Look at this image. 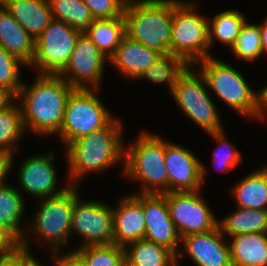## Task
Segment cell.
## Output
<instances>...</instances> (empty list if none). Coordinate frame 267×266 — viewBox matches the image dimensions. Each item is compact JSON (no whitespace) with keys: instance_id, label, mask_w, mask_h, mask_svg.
<instances>
[{"instance_id":"obj_1","label":"cell","mask_w":267,"mask_h":266,"mask_svg":"<svg viewBox=\"0 0 267 266\" xmlns=\"http://www.w3.org/2000/svg\"><path fill=\"white\" fill-rule=\"evenodd\" d=\"M34 80L28 88L24 82L16 96V100L22 103L18 104L24 129H31L40 136L58 135L68 97L75 88L59 75L38 74Z\"/></svg>"},{"instance_id":"obj_2","label":"cell","mask_w":267,"mask_h":266,"mask_svg":"<svg viewBox=\"0 0 267 266\" xmlns=\"http://www.w3.org/2000/svg\"><path fill=\"white\" fill-rule=\"evenodd\" d=\"M122 122L114 118L106 127L74 140L66 148L70 185L78 186L88 172H100L124 163ZM78 183V184H77Z\"/></svg>"},{"instance_id":"obj_3","label":"cell","mask_w":267,"mask_h":266,"mask_svg":"<svg viewBox=\"0 0 267 266\" xmlns=\"http://www.w3.org/2000/svg\"><path fill=\"white\" fill-rule=\"evenodd\" d=\"M126 35L162 55L170 53L173 0H127Z\"/></svg>"},{"instance_id":"obj_4","label":"cell","mask_w":267,"mask_h":266,"mask_svg":"<svg viewBox=\"0 0 267 266\" xmlns=\"http://www.w3.org/2000/svg\"><path fill=\"white\" fill-rule=\"evenodd\" d=\"M200 67L207 87L227 105L244 117L262 116V90L258 93L244 79V76L233 66L218 60L214 56L195 63ZM200 65V66H199Z\"/></svg>"},{"instance_id":"obj_5","label":"cell","mask_w":267,"mask_h":266,"mask_svg":"<svg viewBox=\"0 0 267 266\" xmlns=\"http://www.w3.org/2000/svg\"><path fill=\"white\" fill-rule=\"evenodd\" d=\"M131 146V147H130ZM124 153V174L128 179L141 181V194L168 192L165 164V141L158 135L142 131Z\"/></svg>"},{"instance_id":"obj_6","label":"cell","mask_w":267,"mask_h":266,"mask_svg":"<svg viewBox=\"0 0 267 266\" xmlns=\"http://www.w3.org/2000/svg\"><path fill=\"white\" fill-rule=\"evenodd\" d=\"M191 2L173 0L170 54L183 57L190 65L212 55L209 46V19L196 12Z\"/></svg>"},{"instance_id":"obj_7","label":"cell","mask_w":267,"mask_h":266,"mask_svg":"<svg viewBox=\"0 0 267 266\" xmlns=\"http://www.w3.org/2000/svg\"><path fill=\"white\" fill-rule=\"evenodd\" d=\"M77 187L70 185L56 196L40 198L36 217L27 226L28 234L33 233L41 238L44 245L51 249L50 252L61 250V246L68 244L71 238L73 205L79 197Z\"/></svg>"},{"instance_id":"obj_8","label":"cell","mask_w":267,"mask_h":266,"mask_svg":"<svg viewBox=\"0 0 267 266\" xmlns=\"http://www.w3.org/2000/svg\"><path fill=\"white\" fill-rule=\"evenodd\" d=\"M98 90L75 88L68 97L58 134L66 148L74 140L106 127L114 119L94 92Z\"/></svg>"},{"instance_id":"obj_9","label":"cell","mask_w":267,"mask_h":266,"mask_svg":"<svg viewBox=\"0 0 267 266\" xmlns=\"http://www.w3.org/2000/svg\"><path fill=\"white\" fill-rule=\"evenodd\" d=\"M190 67L193 68V65L179 77L170 94L184 114L204 131H222L220 115L208 93L206 81L199 71L196 75Z\"/></svg>"},{"instance_id":"obj_10","label":"cell","mask_w":267,"mask_h":266,"mask_svg":"<svg viewBox=\"0 0 267 266\" xmlns=\"http://www.w3.org/2000/svg\"><path fill=\"white\" fill-rule=\"evenodd\" d=\"M81 33L67 23L53 19L36 38L34 58L28 67L37 68L39 74L59 75L67 66Z\"/></svg>"},{"instance_id":"obj_11","label":"cell","mask_w":267,"mask_h":266,"mask_svg":"<svg viewBox=\"0 0 267 266\" xmlns=\"http://www.w3.org/2000/svg\"><path fill=\"white\" fill-rule=\"evenodd\" d=\"M200 191L167 192L170 217L181 238L215 229L218 221Z\"/></svg>"},{"instance_id":"obj_12","label":"cell","mask_w":267,"mask_h":266,"mask_svg":"<svg viewBox=\"0 0 267 266\" xmlns=\"http://www.w3.org/2000/svg\"><path fill=\"white\" fill-rule=\"evenodd\" d=\"M106 62H109V59L82 32L77 39L67 66L59 76L74 88L91 89L92 87L99 89Z\"/></svg>"},{"instance_id":"obj_13","label":"cell","mask_w":267,"mask_h":266,"mask_svg":"<svg viewBox=\"0 0 267 266\" xmlns=\"http://www.w3.org/2000/svg\"><path fill=\"white\" fill-rule=\"evenodd\" d=\"M72 232L84 238L81 247L113 244L112 208L99 201H80L78 197L73 205Z\"/></svg>"},{"instance_id":"obj_14","label":"cell","mask_w":267,"mask_h":266,"mask_svg":"<svg viewBox=\"0 0 267 266\" xmlns=\"http://www.w3.org/2000/svg\"><path fill=\"white\" fill-rule=\"evenodd\" d=\"M133 196L142 204L146 216L144 239L167 248L176 256V260L183 257L179 250L181 237L170 217L166 193H138Z\"/></svg>"},{"instance_id":"obj_15","label":"cell","mask_w":267,"mask_h":266,"mask_svg":"<svg viewBox=\"0 0 267 266\" xmlns=\"http://www.w3.org/2000/svg\"><path fill=\"white\" fill-rule=\"evenodd\" d=\"M165 164L168 192L201 191L206 168L191 150L165 141Z\"/></svg>"},{"instance_id":"obj_16","label":"cell","mask_w":267,"mask_h":266,"mask_svg":"<svg viewBox=\"0 0 267 266\" xmlns=\"http://www.w3.org/2000/svg\"><path fill=\"white\" fill-rule=\"evenodd\" d=\"M53 152L27 157L19 166L18 182L21 190L35 198L56 196L65 191L70 184L59 189L57 172L53 162Z\"/></svg>"},{"instance_id":"obj_17","label":"cell","mask_w":267,"mask_h":266,"mask_svg":"<svg viewBox=\"0 0 267 266\" xmlns=\"http://www.w3.org/2000/svg\"><path fill=\"white\" fill-rule=\"evenodd\" d=\"M219 225L208 232L181 238L185 253L197 266H232L228 242Z\"/></svg>"},{"instance_id":"obj_18","label":"cell","mask_w":267,"mask_h":266,"mask_svg":"<svg viewBox=\"0 0 267 266\" xmlns=\"http://www.w3.org/2000/svg\"><path fill=\"white\" fill-rule=\"evenodd\" d=\"M116 207L112 208L113 244L125 247L144 239L146 216L142 204L132 194H128Z\"/></svg>"},{"instance_id":"obj_19","label":"cell","mask_w":267,"mask_h":266,"mask_svg":"<svg viewBox=\"0 0 267 266\" xmlns=\"http://www.w3.org/2000/svg\"><path fill=\"white\" fill-rule=\"evenodd\" d=\"M161 55L156 50L148 48L125 35L114 54L110 57L109 62L125 77L139 79Z\"/></svg>"},{"instance_id":"obj_20","label":"cell","mask_w":267,"mask_h":266,"mask_svg":"<svg viewBox=\"0 0 267 266\" xmlns=\"http://www.w3.org/2000/svg\"><path fill=\"white\" fill-rule=\"evenodd\" d=\"M0 47L29 66L34 58L35 40L12 17L5 6L0 7Z\"/></svg>"},{"instance_id":"obj_21","label":"cell","mask_w":267,"mask_h":266,"mask_svg":"<svg viewBox=\"0 0 267 266\" xmlns=\"http://www.w3.org/2000/svg\"><path fill=\"white\" fill-rule=\"evenodd\" d=\"M4 6L34 40L53 20L48 0H5Z\"/></svg>"},{"instance_id":"obj_22","label":"cell","mask_w":267,"mask_h":266,"mask_svg":"<svg viewBox=\"0 0 267 266\" xmlns=\"http://www.w3.org/2000/svg\"><path fill=\"white\" fill-rule=\"evenodd\" d=\"M229 244L232 266H267V233L233 235Z\"/></svg>"},{"instance_id":"obj_23","label":"cell","mask_w":267,"mask_h":266,"mask_svg":"<svg viewBox=\"0 0 267 266\" xmlns=\"http://www.w3.org/2000/svg\"><path fill=\"white\" fill-rule=\"evenodd\" d=\"M231 192L239 208L267 210V167L243 177Z\"/></svg>"},{"instance_id":"obj_24","label":"cell","mask_w":267,"mask_h":266,"mask_svg":"<svg viewBox=\"0 0 267 266\" xmlns=\"http://www.w3.org/2000/svg\"><path fill=\"white\" fill-rule=\"evenodd\" d=\"M84 33L110 59L126 35L124 15L111 19H95Z\"/></svg>"},{"instance_id":"obj_25","label":"cell","mask_w":267,"mask_h":266,"mask_svg":"<svg viewBox=\"0 0 267 266\" xmlns=\"http://www.w3.org/2000/svg\"><path fill=\"white\" fill-rule=\"evenodd\" d=\"M218 225L225 235L267 233V210L239 208L229 214Z\"/></svg>"},{"instance_id":"obj_26","label":"cell","mask_w":267,"mask_h":266,"mask_svg":"<svg viewBox=\"0 0 267 266\" xmlns=\"http://www.w3.org/2000/svg\"><path fill=\"white\" fill-rule=\"evenodd\" d=\"M124 251L126 266H171L176 261L170 250L145 239L127 244Z\"/></svg>"},{"instance_id":"obj_27","label":"cell","mask_w":267,"mask_h":266,"mask_svg":"<svg viewBox=\"0 0 267 266\" xmlns=\"http://www.w3.org/2000/svg\"><path fill=\"white\" fill-rule=\"evenodd\" d=\"M8 184L0 186V223L20 242L25 238L21 218L25 212V201L21 190Z\"/></svg>"},{"instance_id":"obj_28","label":"cell","mask_w":267,"mask_h":266,"mask_svg":"<svg viewBox=\"0 0 267 266\" xmlns=\"http://www.w3.org/2000/svg\"><path fill=\"white\" fill-rule=\"evenodd\" d=\"M191 66L183 57L173 54L161 55L159 59L150 65L138 80L146 78L155 84L168 85L172 92L179 77Z\"/></svg>"},{"instance_id":"obj_29","label":"cell","mask_w":267,"mask_h":266,"mask_svg":"<svg viewBox=\"0 0 267 266\" xmlns=\"http://www.w3.org/2000/svg\"><path fill=\"white\" fill-rule=\"evenodd\" d=\"M244 16L243 13L232 9L216 14L213 21L209 19V46H212L216 39L231 49L246 22Z\"/></svg>"},{"instance_id":"obj_30","label":"cell","mask_w":267,"mask_h":266,"mask_svg":"<svg viewBox=\"0 0 267 266\" xmlns=\"http://www.w3.org/2000/svg\"><path fill=\"white\" fill-rule=\"evenodd\" d=\"M53 19L84 32L95 20L84 0H48Z\"/></svg>"},{"instance_id":"obj_31","label":"cell","mask_w":267,"mask_h":266,"mask_svg":"<svg viewBox=\"0 0 267 266\" xmlns=\"http://www.w3.org/2000/svg\"><path fill=\"white\" fill-rule=\"evenodd\" d=\"M24 132L22 110L18 104L14 102L6 110L0 111V151L14 157V152L19 149L16 144Z\"/></svg>"},{"instance_id":"obj_32","label":"cell","mask_w":267,"mask_h":266,"mask_svg":"<svg viewBox=\"0 0 267 266\" xmlns=\"http://www.w3.org/2000/svg\"><path fill=\"white\" fill-rule=\"evenodd\" d=\"M87 266H126L124 247L111 245L84 246L75 249Z\"/></svg>"},{"instance_id":"obj_33","label":"cell","mask_w":267,"mask_h":266,"mask_svg":"<svg viewBox=\"0 0 267 266\" xmlns=\"http://www.w3.org/2000/svg\"><path fill=\"white\" fill-rule=\"evenodd\" d=\"M231 50L233 51L231 53L240 60H258L259 56L263 54L259 25L249 24L246 21Z\"/></svg>"},{"instance_id":"obj_34","label":"cell","mask_w":267,"mask_h":266,"mask_svg":"<svg viewBox=\"0 0 267 266\" xmlns=\"http://www.w3.org/2000/svg\"><path fill=\"white\" fill-rule=\"evenodd\" d=\"M22 64V65H21ZM25 66L18 57L0 47V86L18 95L23 82L20 80V68Z\"/></svg>"},{"instance_id":"obj_35","label":"cell","mask_w":267,"mask_h":266,"mask_svg":"<svg viewBox=\"0 0 267 266\" xmlns=\"http://www.w3.org/2000/svg\"><path fill=\"white\" fill-rule=\"evenodd\" d=\"M208 134L210 137L214 138L219 145L213 153V162L216 165H214L215 168H218L221 172H227L242 162V155L239 150L235 148L236 146L232 145V143L225 137L224 130Z\"/></svg>"},{"instance_id":"obj_36","label":"cell","mask_w":267,"mask_h":266,"mask_svg":"<svg viewBox=\"0 0 267 266\" xmlns=\"http://www.w3.org/2000/svg\"><path fill=\"white\" fill-rule=\"evenodd\" d=\"M127 0H84L94 19H111L124 14Z\"/></svg>"},{"instance_id":"obj_37","label":"cell","mask_w":267,"mask_h":266,"mask_svg":"<svg viewBox=\"0 0 267 266\" xmlns=\"http://www.w3.org/2000/svg\"><path fill=\"white\" fill-rule=\"evenodd\" d=\"M25 236L14 251L0 253V266H32L37 261L29 252V238Z\"/></svg>"},{"instance_id":"obj_38","label":"cell","mask_w":267,"mask_h":266,"mask_svg":"<svg viewBox=\"0 0 267 266\" xmlns=\"http://www.w3.org/2000/svg\"><path fill=\"white\" fill-rule=\"evenodd\" d=\"M59 251L50 252L53 255L54 266H87L83 257L74 249L69 253L59 255ZM55 259V260H54Z\"/></svg>"},{"instance_id":"obj_39","label":"cell","mask_w":267,"mask_h":266,"mask_svg":"<svg viewBox=\"0 0 267 266\" xmlns=\"http://www.w3.org/2000/svg\"><path fill=\"white\" fill-rule=\"evenodd\" d=\"M20 245V241L0 223V253L14 251Z\"/></svg>"},{"instance_id":"obj_40","label":"cell","mask_w":267,"mask_h":266,"mask_svg":"<svg viewBox=\"0 0 267 266\" xmlns=\"http://www.w3.org/2000/svg\"><path fill=\"white\" fill-rule=\"evenodd\" d=\"M13 156H10L6 152L0 151V186L5 184L7 174L9 175L10 169L13 168Z\"/></svg>"},{"instance_id":"obj_41","label":"cell","mask_w":267,"mask_h":266,"mask_svg":"<svg viewBox=\"0 0 267 266\" xmlns=\"http://www.w3.org/2000/svg\"><path fill=\"white\" fill-rule=\"evenodd\" d=\"M14 101H16V96L7 88L0 86V111L6 110Z\"/></svg>"},{"instance_id":"obj_42","label":"cell","mask_w":267,"mask_h":266,"mask_svg":"<svg viewBox=\"0 0 267 266\" xmlns=\"http://www.w3.org/2000/svg\"><path fill=\"white\" fill-rule=\"evenodd\" d=\"M260 28V34H261V44H262V50L263 54L267 53V26H264L262 23L259 25Z\"/></svg>"},{"instance_id":"obj_43","label":"cell","mask_w":267,"mask_h":266,"mask_svg":"<svg viewBox=\"0 0 267 266\" xmlns=\"http://www.w3.org/2000/svg\"><path fill=\"white\" fill-rule=\"evenodd\" d=\"M262 116L261 119H264L265 115L267 117V86L262 89ZM265 112V113H264Z\"/></svg>"},{"instance_id":"obj_44","label":"cell","mask_w":267,"mask_h":266,"mask_svg":"<svg viewBox=\"0 0 267 266\" xmlns=\"http://www.w3.org/2000/svg\"><path fill=\"white\" fill-rule=\"evenodd\" d=\"M32 266H42V265H41L40 261L37 260Z\"/></svg>"},{"instance_id":"obj_45","label":"cell","mask_w":267,"mask_h":266,"mask_svg":"<svg viewBox=\"0 0 267 266\" xmlns=\"http://www.w3.org/2000/svg\"><path fill=\"white\" fill-rule=\"evenodd\" d=\"M262 24H263L264 26H267V17L264 18V21L262 22Z\"/></svg>"},{"instance_id":"obj_46","label":"cell","mask_w":267,"mask_h":266,"mask_svg":"<svg viewBox=\"0 0 267 266\" xmlns=\"http://www.w3.org/2000/svg\"><path fill=\"white\" fill-rule=\"evenodd\" d=\"M5 0H0V7L4 6Z\"/></svg>"},{"instance_id":"obj_47","label":"cell","mask_w":267,"mask_h":266,"mask_svg":"<svg viewBox=\"0 0 267 266\" xmlns=\"http://www.w3.org/2000/svg\"><path fill=\"white\" fill-rule=\"evenodd\" d=\"M178 260H176L171 266H178Z\"/></svg>"}]
</instances>
